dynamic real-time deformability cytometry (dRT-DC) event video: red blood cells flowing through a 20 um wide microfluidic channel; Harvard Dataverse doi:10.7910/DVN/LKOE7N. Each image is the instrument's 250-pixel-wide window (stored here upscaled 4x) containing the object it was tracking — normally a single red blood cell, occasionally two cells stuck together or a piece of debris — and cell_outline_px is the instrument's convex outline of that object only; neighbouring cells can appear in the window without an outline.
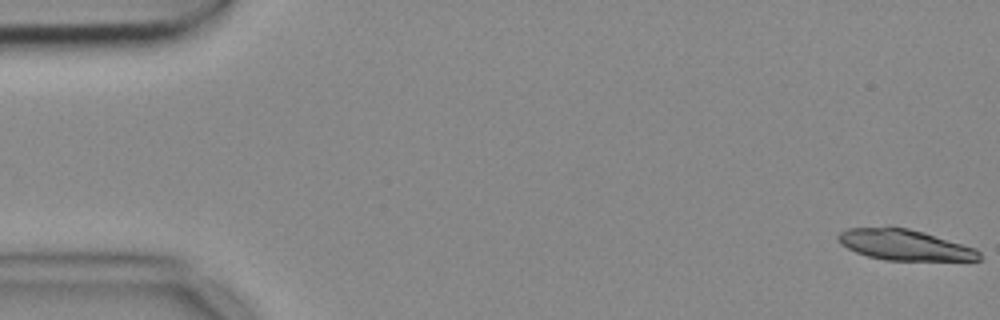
{"species": "common noctule bat (a hibernating species)", "species_latin": "Nyctalus noctula", "temperature_condition": "cold", "stored_images_in_passage": 54, "camera_frame_rate_fps": 3000, "um_per_image_px": 0.085, "animal": {"sex": "female", "body_mass_g": 18.4}, "frame": {"image": 1, "passage_image": 1, "time_ms": 0.0, "image_size_px": [1000, 320], "cell_outline_px": [[980, 260], [884, 260], [868, 256], [856, 252], [840, 244], [836, 240], [836, 236], [840, 232], [848, 228], [888, 224], [908, 228], [924, 232], [976, 248], [980, 252]], "centroid_in_image_um": [76.81, 20.77], "position_along_channel_um": 8.2, "area_um2": 25.84}}
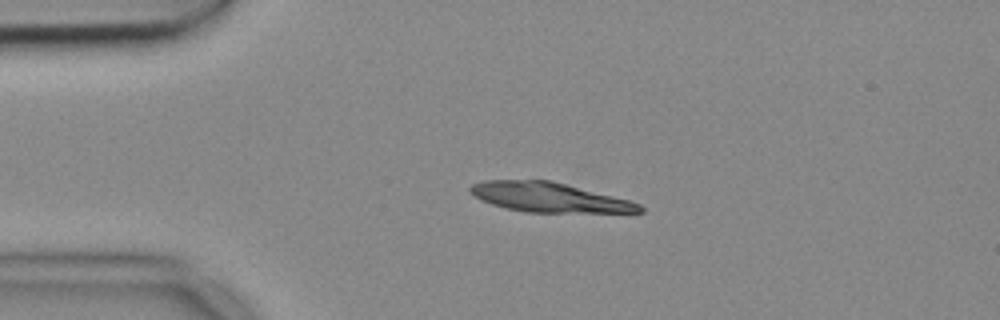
{"frame": {"image": 2, "passage_image": 12, "time_ms": 3.667, "image_size_px": [1000, 320], "cell_outline_px": [[644, 212], [524, 212], [504, 208], [480, 200], [472, 196], [468, 192], [468, 188], [472, 184], [484, 180], [552, 180], [628, 200], [640, 204], [644, 208]], "centroid_in_image_um": [46.6, 16.77], "position_along_channel_um": 38.4, "area_um2": 29.19}}
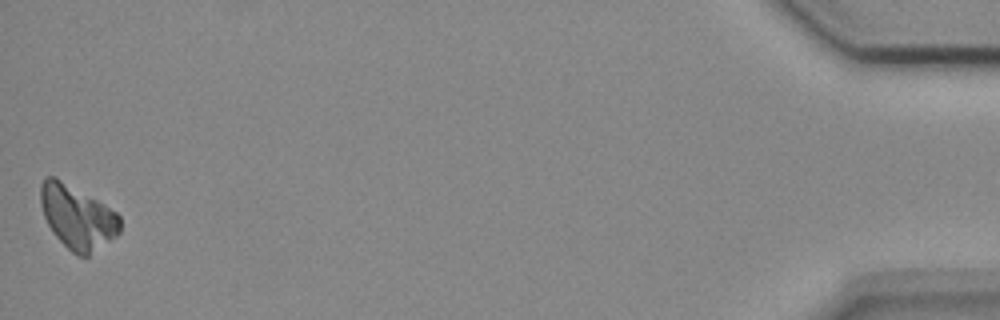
{"frame": {"image": 3, "passage_image": 54, "time_ms": 17.667, "image_size_px": [1000, 320], "cell_outline_px": [[120, 232], [116, 236], [88, 256], [76, 256], [52, 232], [44, 216], [40, 204], [40, 184], [44, 176], [56, 176], [116, 212], [120, 216]], "centroid_in_image_um": [6.54, 18.44], "position_along_channel_um": 428.7, "area_um2": 29.3}}